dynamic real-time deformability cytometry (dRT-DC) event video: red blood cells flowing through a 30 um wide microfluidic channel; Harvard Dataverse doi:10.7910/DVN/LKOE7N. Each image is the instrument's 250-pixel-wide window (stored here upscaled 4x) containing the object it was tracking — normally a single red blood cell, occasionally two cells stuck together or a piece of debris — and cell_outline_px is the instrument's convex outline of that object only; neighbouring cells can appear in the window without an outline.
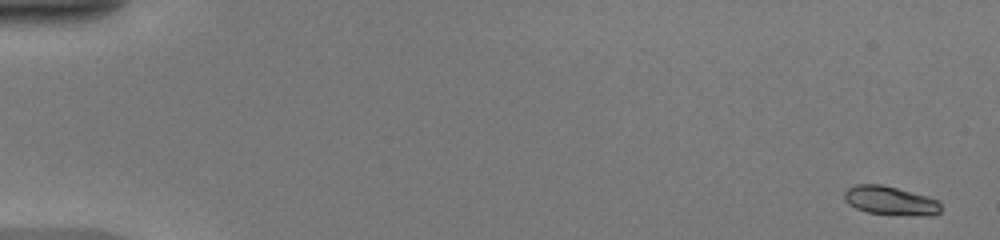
{"species": "common noctule bat (a hibernating species)", "species_latin": "Nyctalus noctula", "temperature_condition": "warm", "stored_images_in_passage": 50, "camera_frame_rate_fps": 3000, "um_per_image_px": 0.085, "animal": {"sex": "female", "body_mass_g": 20.0, "forearm_length_mm": 54.0}, "frame": {"image": 1, "passage_image": 1, "time_ms": 0.0, "image_size_px": [1000, 240], "cell_outline_px": [[940, 212], [932, 216], [900, 216], [868, 212], [856, 208], [848, 204], [844, 200], [844, 192], [848, 188], [856, 184], [880, 184], [928, 196], [940, 200]], "centroid_in_image_um": [75.71, 17.08], "position_along_channel_um": 9.3, "area_um2": 16.53}}
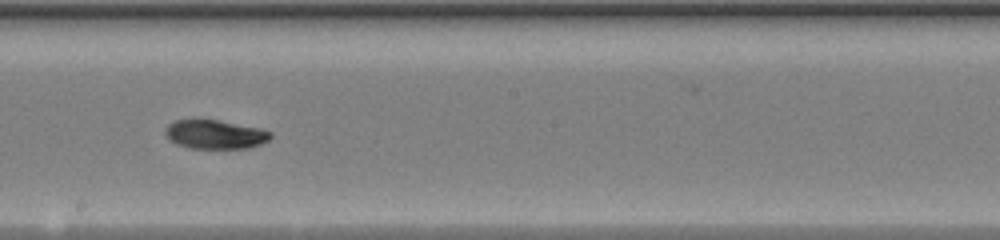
{"frame": {"image": 2, "passage_image": 29, "time_ms": 9.333, "image_size_px": [1000, 240], "cell_outline_px": [[272, 136], [268, 140], [260, 144], [248, 148], [192, 148], [176, 144], [164, 132], [164, 128], [168, 124], [176, 120], [192, 116], [216, 120], [260, 128], [272, 132]], "centroid_in_image_um": [18.24, 11.38], "position_along_channel_um": 230.0, "area_um2": 18.09}}
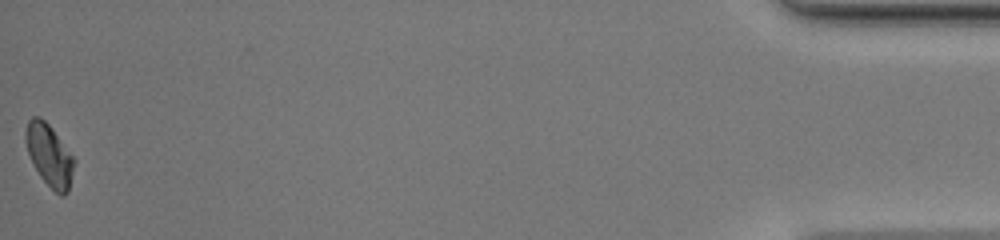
{"frame": {"image": 3, "passage_image": 50, "time_ms": 16.333, "image_size_px": [1000, 240], "cell_outline_px": [[76, 160], [68, 192], [64, 196], [60, 196], [40, 176], [28, 152], [24, 140], [24, 132], [28, 120], [32, 116], [40, 116], [48, 124]], "centroid_in_image_um": [4.19, 13.18], "position_along_channel_um": 431.0, "area_um2": 17.34}, "authors_computed_cell_mechanics": {"area_um2": 17.5423, "velocity_mm_per_s": 4.1766, "shape_relaxation_time_tau1_ms": 11.2158, "shape_relaxation_time_tau2_ms": 3.9481, "deformation_change_tau1": 0.2857, "deformation_change_tau2": 0.0634}}